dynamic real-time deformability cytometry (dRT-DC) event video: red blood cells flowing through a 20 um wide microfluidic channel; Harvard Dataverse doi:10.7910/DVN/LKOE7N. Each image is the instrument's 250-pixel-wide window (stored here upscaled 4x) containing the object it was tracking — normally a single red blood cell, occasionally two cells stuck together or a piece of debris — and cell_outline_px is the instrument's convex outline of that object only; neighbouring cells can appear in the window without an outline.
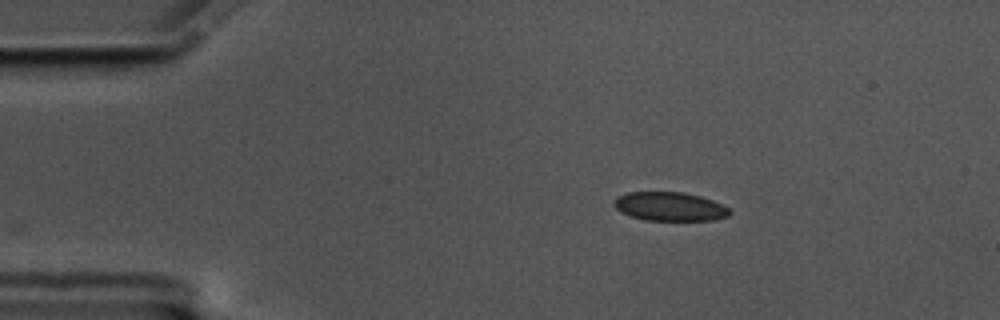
{"species": "common noctule bat (a hibernating species)", "species_latin": "Nyctalus noctula", "temperature_condition": "cold", "stored_images_in_passage": 48, "camera_frame_rate_fps": 3000, "um_per_image_px": 0.085, "animal": {"sex": "male", "body_mass_g": 17.5, "forearm_length_mm": 52.3}, "frame": {"image": 1, "passage_image": 1, "time_ms": 0.0, "image_size_px": [1000, 320], "cell_outline_px": [[732, 212], [728, 216], [712, 220], [644, 220], [620, 212], [612, 204], [612, 200], [616, 196], [628, 192], [684, 192], [700, 196], [712, 200], [728, 208]], "centroid_in_image_um": [56.88, 17.54], "position_along_channel_um": 28.1, "area_um2": 19.48}}
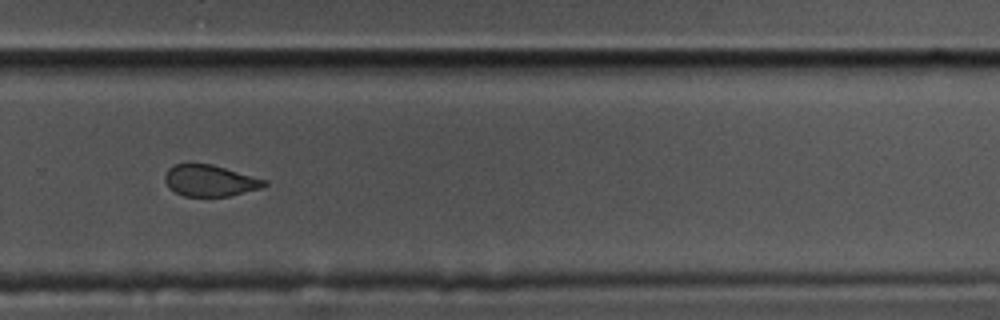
{"frame": {"image": 2, "passage_image": 30, "time_ms": 9.667, "image_size_px": [1000, 320], "cell_outline_px": [[268, 184], [260, 188], [228, 196], [184, 196], [168, 188], [164, 180], [164, 176], [168, 168], [172, 164], [212, 164], [268, 180]], "centroid_in_image_um": [17.82, 15.35], "position_along_channel_um": 312.0, "area_um2": 18.21}}
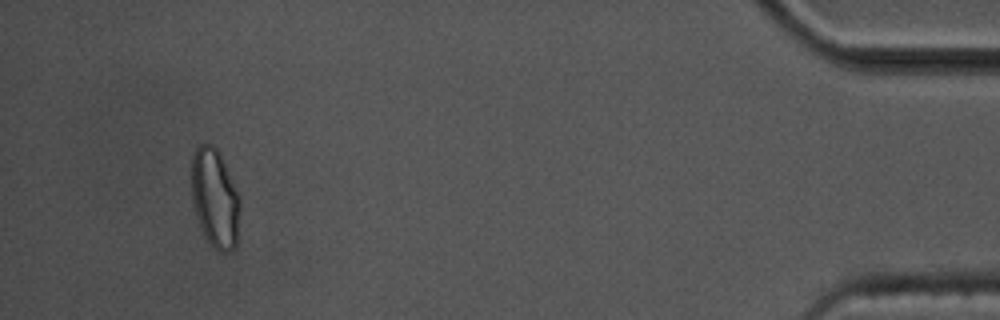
{"frame": {"image": 3, "passage_image": 45, "time_ms": 14.667, "image_size_px": [1000, 320], "cell_outline_px": [[240, 208], [236, 244], [232, 248], [224, 252], [220, 252], [204, 236], [192, 200], [192, 152], [200, 144], [212, 144], [216, 148], [240, 196]], "centroid_in_image_um": [18.27, 16.83], "position_along_channel_um": 416.9, "area_um2": 27.4}, "authors_computed_cell_mechanics": {"area_um2": 20.519, "velocity_mm_per_s": 3.5126, "shape_relaxation_time_tau1_ms": 10.7126, "shape_relaxation_time_tau2_ms": 1.703, "deformation_change_tau1": 0.1308, "deformation_change_tau2": 0.0529}}